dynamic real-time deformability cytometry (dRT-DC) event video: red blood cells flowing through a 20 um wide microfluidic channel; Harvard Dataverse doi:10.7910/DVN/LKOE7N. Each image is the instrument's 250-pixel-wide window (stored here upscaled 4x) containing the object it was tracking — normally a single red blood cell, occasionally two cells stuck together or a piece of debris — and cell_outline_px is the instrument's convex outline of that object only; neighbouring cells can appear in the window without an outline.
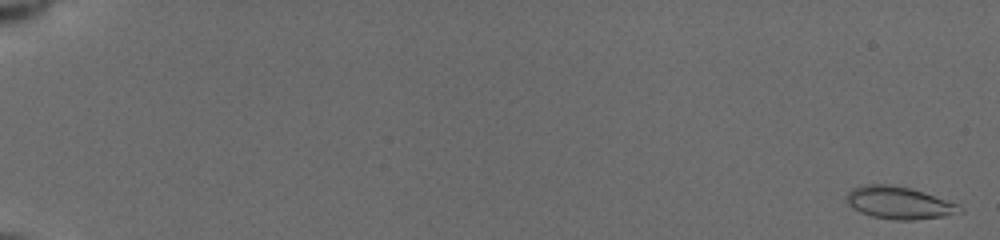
{"species": "common noctule bat (a hibernating species)", "species_latin": "Nyctalus noctula", "temperature_condition": "cold", "stored_images_in_passage": 83, "camera_frame_rate_fps": 3000, "um_per_image_px": 0.085, "animal": {"sex": "female", "body_mass_g": 19.5, "forearm_length_mm": 54.1}, "frame": {"image": 1, "passage_image": 2, "time_ms": 0.333, "image_size_px": [1000, 240], "cell_outline_px": [[964, 212], [944, 216], [916, 220], [896, 220], [872, 216], [860, 212], [852, 208], [844, 200], [848, 192], [852, 188], [864, 184], [888, 184], [912, 188], [960, 204], [964, 208]], "centroid_in_image_um": [76.44, 17.23], "position_along_channel_um": 8.6, "area_um2": 21.73}}
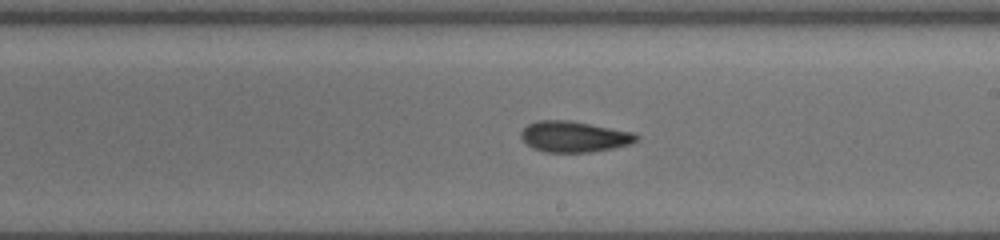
{"frame": {"image": 2, "passage_image": 52, "time_ms": 11.333, "image_size_px": [1000, 240], "cell_outline_px": [[640, 140], [632, 144], [612, 148], [588, 152], [544, 152], [532, 148], [520, 136], [520, 132], [528, 124], [536, 120], [568, 120], [636, 132], [640, 136]], "centroid_in_image_um": [48.84, 11.61], "position_along_channel_um": 240.2, "area_um2": 20.98}}
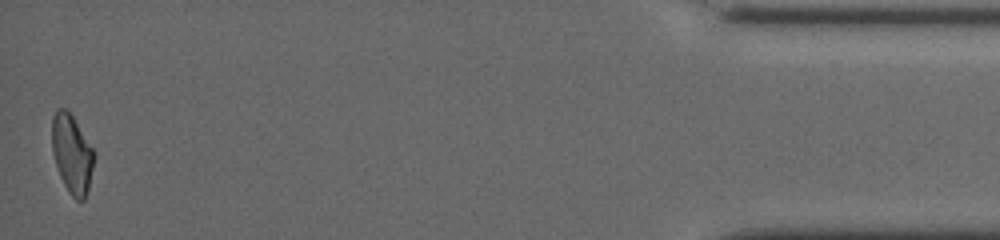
{"frame": {"image": 3, "passage_image": 82, "time_ms": 18.0, "image_size_px": [1000, 240], "cell_outline_px": [[92, 168], [88, 188], [84, 200], [76, 200], [68, 192], [60, 176], [52, 152], [52, 116], [56, 108], [68, 108], [92, 148]], "centroid_in_image_um": [6.07, 13.04], "position_along_channel_um": 429.1, "area_um2": 18.96}, "authors_computed_cell_mechanics": {"area_um2": 20.4612, "velocity_mm_per_s": 3.9441, "shape_relaxation_time_tau1_ms": null, "shape_relaxation_time_tau2_ms": 3.5453, "deformation_change_tau1": null, "deformation_change_tau2": 0.1003}}